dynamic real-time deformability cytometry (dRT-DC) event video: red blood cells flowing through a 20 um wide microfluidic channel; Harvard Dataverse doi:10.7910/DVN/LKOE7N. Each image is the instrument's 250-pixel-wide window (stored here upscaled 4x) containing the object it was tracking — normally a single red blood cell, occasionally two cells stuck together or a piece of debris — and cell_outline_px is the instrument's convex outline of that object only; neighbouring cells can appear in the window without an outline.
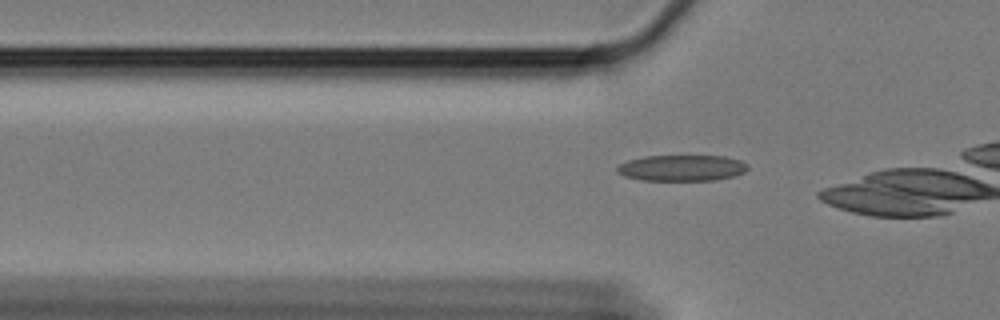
{"species": "Egyptian fruit bat (a non-hibernating species)", "species_latin": "Rousettus aegyptiacus", "temperature_condition": "cold", "stored_images_in_passage": 21, "camera_frame_rate_fps": 3000, "um_per_image_px": 0.085, "animal": {"sex": "female"}, "frame": {"image": 1, "passage_image": 15, "time_ms": 4.667, "image_size_px": [1000, 320], "cell_outline_px": [[748, 168], [744, 172], [732, 176], [712, 180], [640, 180], [624, 176], [616, 172], [616, 168], [620, 164], [628, 160], [644, 156], [724, 156], [740, 160], [748, 164]], "centroid_in_image_um": [57.92, 14.27], "position_along_channel_um": 67.9, "area_um2": 19.77}}